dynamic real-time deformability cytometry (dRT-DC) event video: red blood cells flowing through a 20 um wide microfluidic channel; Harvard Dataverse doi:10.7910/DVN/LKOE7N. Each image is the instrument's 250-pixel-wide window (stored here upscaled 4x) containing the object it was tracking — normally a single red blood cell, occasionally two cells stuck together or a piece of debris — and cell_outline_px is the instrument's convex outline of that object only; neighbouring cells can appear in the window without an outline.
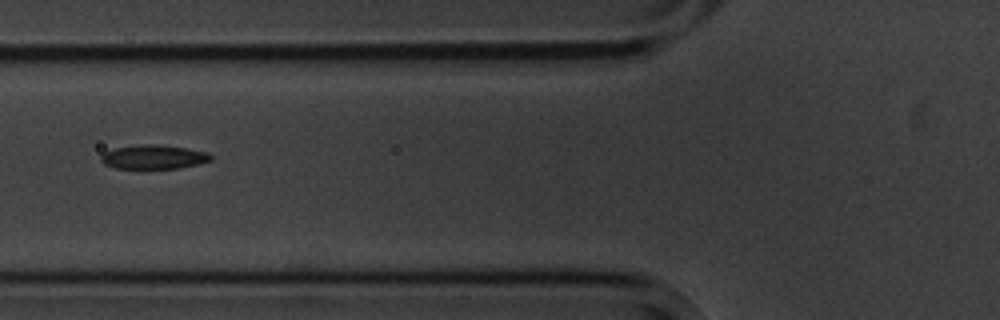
{"species": "common noctule bat (a hibernating species)", "species_latin": "Nyctalus noctula", "temperature_condition": "cold", "stored_images_in_passage": 4, "camera_frame_rate_fps": 3000, "um_per_image_px": 0.085, "animal": {"sex": "male", "body_mass_g": 20.1, "forearm_length_mm": 53.5}, "frame": {"image": 1, "passage_image": 3, "time_ms": 2.333, "image_size_px": [1000, 320], "cell_outline_px": [[212, 160], [196, 164], [176, 168], [116, 168], [104, 164], [100, 160], [100, 156], [104, 152], [116, 148], [144, 144], [156, 144], [188, 148], [208, 152], [212, 156]], "centroid_in_image_um": [13.06, 13.33], "position_along_channel_um": 112.7, "area_um2": 15.26}}
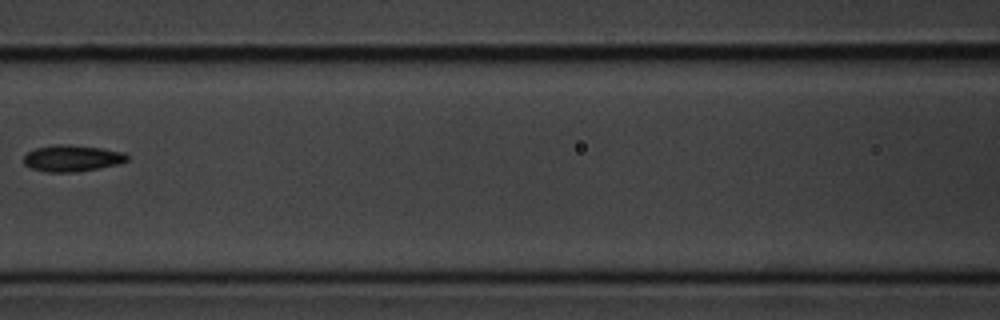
{"frame": {"image": 2, "passage_image": 4, "time_ms": 3.667, "image_size_px": [1000, 320], "cell_outline_px": [[128, 160], [116, 164], [76, 172], [48, 172], [32, 168], [24, 164], [24, 156], [28, 152], [36, 148], [56, 144], [68, 144], [100, 148], [124, 152], [128, 156]], "centroid_in_image_um": [6.11, 13.44], "position_along_channel_um": 160.5, "area_um2": 15.72}}